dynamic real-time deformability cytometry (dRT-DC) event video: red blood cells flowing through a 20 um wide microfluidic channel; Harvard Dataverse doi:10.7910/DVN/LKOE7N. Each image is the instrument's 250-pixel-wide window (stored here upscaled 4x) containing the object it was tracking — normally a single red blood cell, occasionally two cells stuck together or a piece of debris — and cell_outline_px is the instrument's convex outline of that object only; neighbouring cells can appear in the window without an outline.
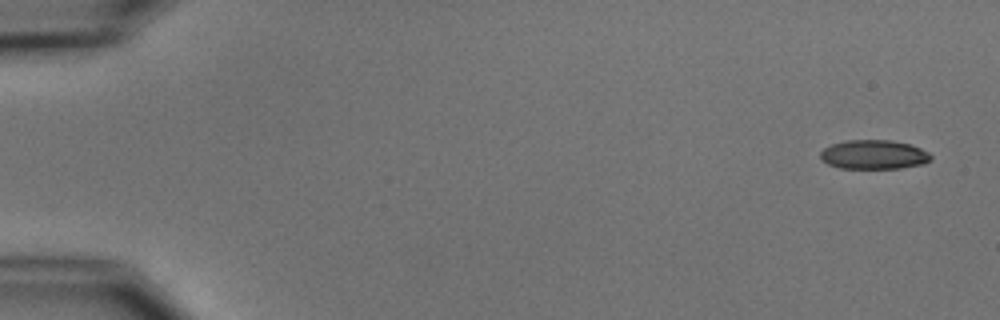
{"species": "common noctule bat (a hibernating species)", "species_latin": "Nyctalus noctula", "temperature_condition": "cold", "stored_images_in_passage": 5, "camera_frame_rate_fps": 3000, "um_per_image_px": 0.085, "animal": {"sex": "male", "body_mass_g": 15.6}, "frame": {"image": 1, "passage_image": 1, "time_ms": 0.0, "image_size_px": [1000, 320], "cell_outline_px": [[932, 160], [924, 164], [900, 168], [840, 168], [828, 164], [820, 156], [820, 152], [824, 148], [832, 144], [844, 140], [892, 140], [908, 144], [920, 148], [928, 152], [932, 156]], "centroid_in_image_um": [74.29, 13.14], "position_along_channel_um": 10.7, "area_um2": 18.79}}
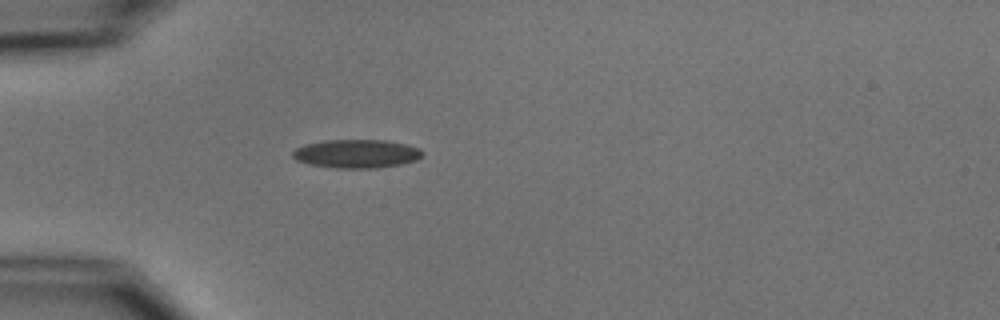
{"frame": {"image": 2, "passage_image": 5, "time_ms": 4.667, "image_size_px": [1000, 320], "cell_outline_px": [[424, 156], [416, 160], [400, 164], [376, 168], [336, 168], [308, 164], [296, 160], [292, 156], [292, 152], [296, 148], [304, 144], [324, 140], [384, 140], [408, 144], [420, 148], [424, 152]], "centroid_in_image_um": [30.32, 13.06], "position_along_channel_um": 54.7, "area_um2": 21.79}}